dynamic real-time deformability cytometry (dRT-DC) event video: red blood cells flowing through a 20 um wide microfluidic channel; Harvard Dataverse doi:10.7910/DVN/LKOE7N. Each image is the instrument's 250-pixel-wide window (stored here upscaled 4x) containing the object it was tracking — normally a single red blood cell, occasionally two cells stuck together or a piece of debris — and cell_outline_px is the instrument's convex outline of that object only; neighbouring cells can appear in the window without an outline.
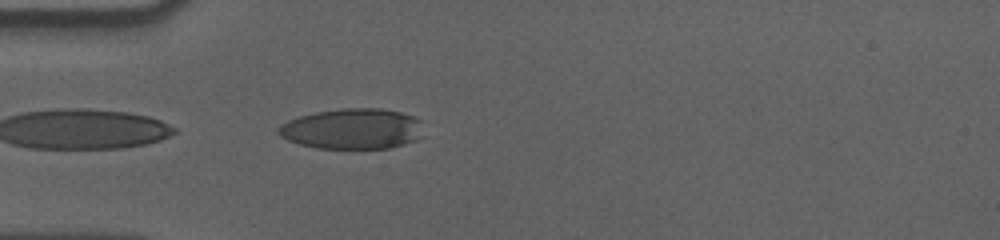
{"species": "human", "species_latin": "Homo sapiens", "temperature_condition": "cold", "stored_images_in_passage": 19, "camera_frame_rate_fps": 3000, "um_per_image_px": 0.085, "donor": {"sex": "male"}, "frame": {"image": 1, "passage_image": 1, "time_ms": 0.0, "image_size_px": [1000, 240], "cell_outline_px": [[424, 120], [416, 140], [404, 144], [388, 148], [316, 148], [300, 144], [288, 140], [280, 136], [276, 132], [276, 128], [280, 124], [288, 120], [300, 116], [316, 112], [340, 108], [380, 108], [400, 112]], "centroid_in_image_um": [29.92, 10.94], "position_along_channel_um": 55.1, "area_um2": 34.33}}
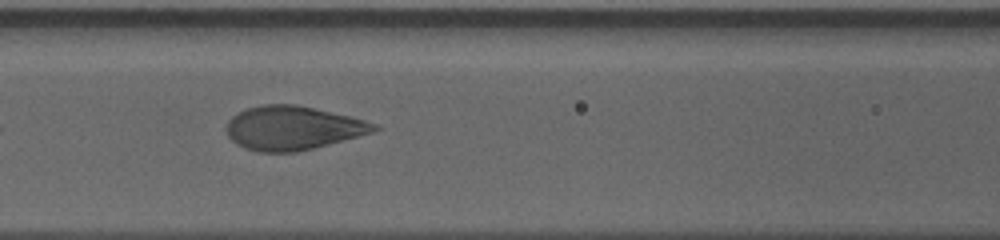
{"frame": {"image": 2, "passage_image": 9, "time_ms": 2.667, "image_size_px": [1000, 240], "cell_outline_px": [[380, 128], [372, 132], [328, 144], [296, 152], [256, 152], [244, 148], [236, 144], [228, 136], [224, 128], [228, 120], [232, 116], [248, 108], [264, 104], [296, 104], [352, 116], [376, 124]], "centroid_in_image_um": [24.84, 10.87], "position_along_channel_um": 141.8, "area_um2": 37.69}}
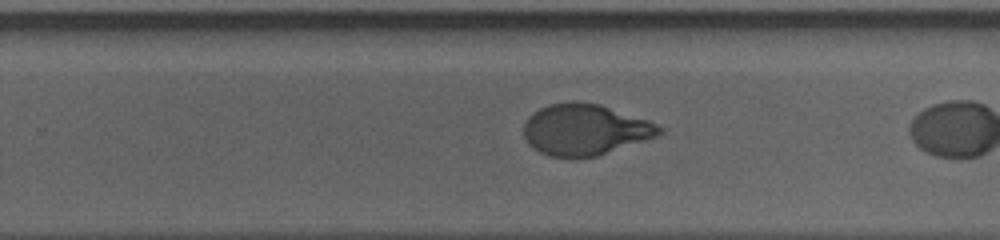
{"frame": {"image": 3, "passage_image": 18, "time_ms": 5.667, "image_size_px": [1000, 240], "cell_outline_px": [[664, 132], [656, 136], [600, 156], [576, 160], [568, 160], [548, 156], [532, 148], [528, 144], [524, 136], [524, 124], [528, 116], [540, 108], [548, 104], [600, 104], [648, 120], [664, 128]], "centroid_in_image_um": [49.71, 11.1], "position_along_channel_um": 280.1, "area_um2": 40.58}}